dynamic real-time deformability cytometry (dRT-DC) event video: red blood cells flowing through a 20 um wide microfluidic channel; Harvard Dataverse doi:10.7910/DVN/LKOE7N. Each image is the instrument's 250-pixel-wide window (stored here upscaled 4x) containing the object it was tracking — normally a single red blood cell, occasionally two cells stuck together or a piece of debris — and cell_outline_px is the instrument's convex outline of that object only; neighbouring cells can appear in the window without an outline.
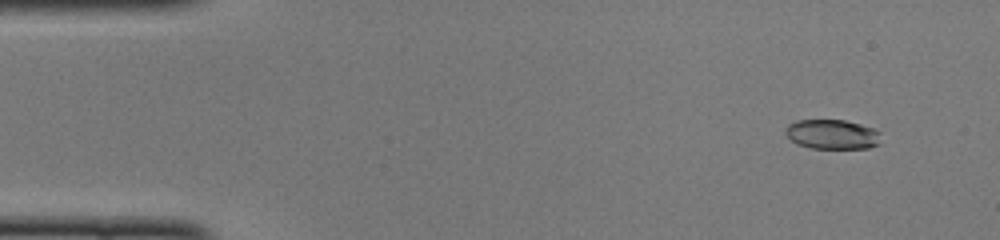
{"species": "common noctule bat (a hibernating species)", "species_latin": "Nyctalus noctula", "temperature_condition": "cold", "stored_images_in_passage": 50, "camera_frame_rate_fps": 3000, "um_per_image_px": 0.085, "animal": {"sex": "female", "body_mass_g": 22.0, "forearm_length_mm": 56.7}, "frame": {"image": 1, "passage_image": 4, "time_ms": 1.0, "image_size_px": [1000, 240], "cell_outline_px": [[880, 144], [868, 148], [812, 148], [796, 144], [784, 132], [788, 124], [796, 120], [844, 120], [860, 124], [872, 128], [880, 132]], "centroid_in_image_um": [70.74, 11.42], "position_along_channel_um": 14.3, "area_um2": 16.47}}
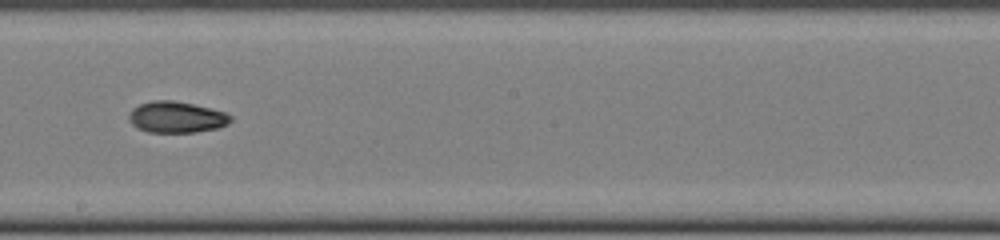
{"frame": {"image": 2, "passage_image": 28, "time_ms": 9.0, "image_size_px": [1000, 240], "cell_outline_px": [[232, 120], [228, 124], [216, 128], [196, 132], [148, 132], [136, 128], [128, 120], [128, 116], [132, 108], [140, 104], [152, 100], [172, 100], [192, 104], [224, 112], [232, 116]], "centroid_in_image_um": [14.96, 9.96], "position_along_channel_um": 233.2, "area_um2": 18.5}}
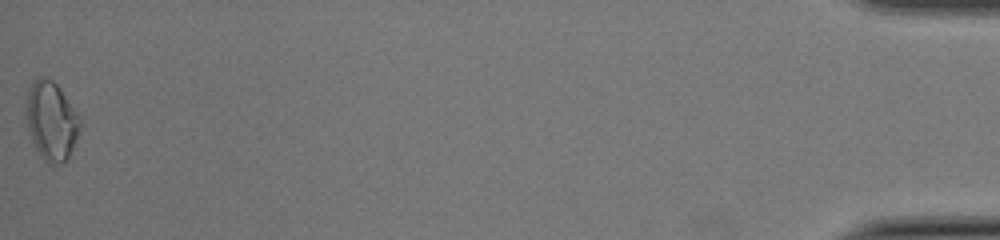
{"frame": {"image": 3, "passage_image": 50, "time_ms": 16.333, "image_size_px": [1000, 240], "cell_outline_px": [[80, 128], [68, 156], [60, 164], [48, 164], [40, 156], [32, 140], [28, 128], [24, 108], [28, 88], [36, 76], [40, 76], [52, 80], [60, 88], [80, 116]], "centroid_in_image_um": [4.32, 10.23], "position_along_channel_um": 430.9, "area_um2": 24.74}, "authors_computed_cell_mechanics": {"area_um2": 18.3804, "velocity_mm_per_s": 4.0251, "shape_relaxation_time_tau1_ms": null, "shape_relaxation_time_tau2_ms": 4.9533, "deformation_change_tau1": null, "deformation_change_tau2": 0.0913}}